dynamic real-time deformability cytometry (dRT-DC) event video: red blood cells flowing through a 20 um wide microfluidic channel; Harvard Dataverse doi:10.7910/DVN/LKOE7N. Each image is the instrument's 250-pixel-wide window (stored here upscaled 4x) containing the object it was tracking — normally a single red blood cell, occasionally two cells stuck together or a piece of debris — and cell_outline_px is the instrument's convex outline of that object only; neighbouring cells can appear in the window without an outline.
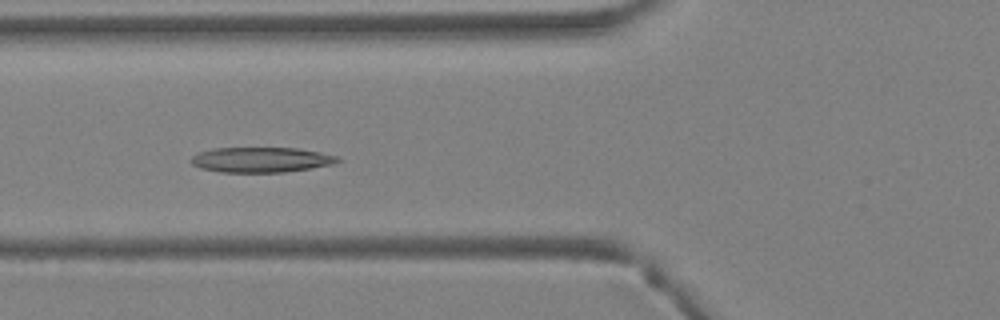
{"species": "Egyptian fruit bat (a non-hibernating species)", "species_latin": "Rousettus aegyptiacus", "temperature_condition": "warm", "stored_images_in_passage": 43, "camera_frame_rate_fps": 3000, "um_per_image_px": 0.085, "animal": {"sex": "female"}, "frame": {"image": 1, "passage_image": 17, "time_ms": 5.333, "image_size_px": [1000, 320], "cell_outline_px": [[340, 160], [332, 164], [284, 172], [220, 172], [200, 168], [192, 164], [188, 160], [196, 152], [212, 148], [296, 148], [320, 152], [340, 156]], "centroid_in_image_um": [22.13, 13.57], "position_along_channel_um": 103.7, "area_um2": 21.56}}
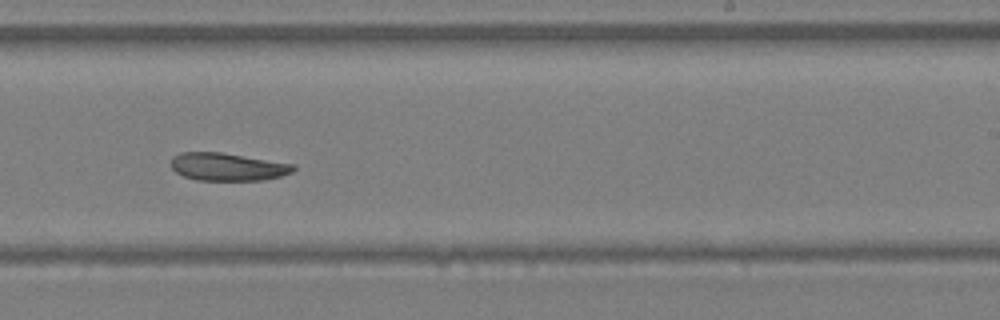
{"frame": {"image": 2, "passage_image": 27, "time_ms": 8.667, "image_size_px": [1000, 320], "cell_outline_px": [[296, 168], [292, 172], [280, 176], [264, 180], [196, 180], [184, 176], [176, 172], [172, 168], [172, 156], [180, 152], [220, 152], [296, 164]], "centroid_in_image_um": [19.36, 14.17], "position_along_channel_um": 269.6, "area_um2": 19.83}}
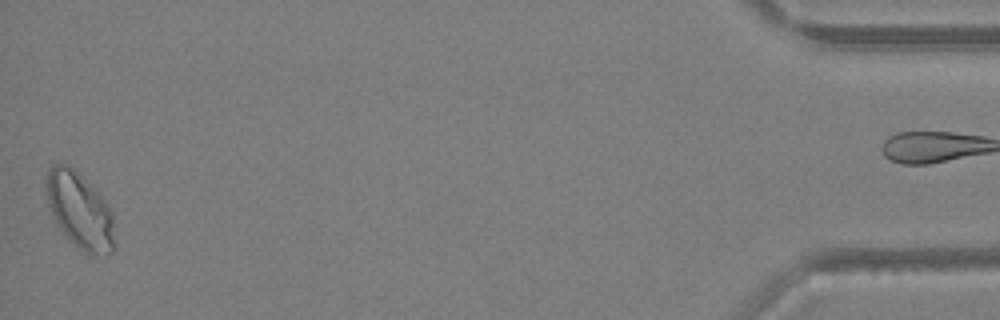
{"frame": {"image": 3, "passage_image": 42, "time_ms": 13.667, "image_size_px": [1000, 320], "cell_outline_px": [[116, 248], [112, 252], [104, 256], [88, 256], [68, 240], [60, 228], [48, 204], [44, 188], [44, 176], [52, 164], [68, 164], [100, 196], [112, 212], [116, 244]], "centroid_in_image_um": [6.78, 17.96], "position_along_channel_um": 428.4, "area_um2": 30.58}}